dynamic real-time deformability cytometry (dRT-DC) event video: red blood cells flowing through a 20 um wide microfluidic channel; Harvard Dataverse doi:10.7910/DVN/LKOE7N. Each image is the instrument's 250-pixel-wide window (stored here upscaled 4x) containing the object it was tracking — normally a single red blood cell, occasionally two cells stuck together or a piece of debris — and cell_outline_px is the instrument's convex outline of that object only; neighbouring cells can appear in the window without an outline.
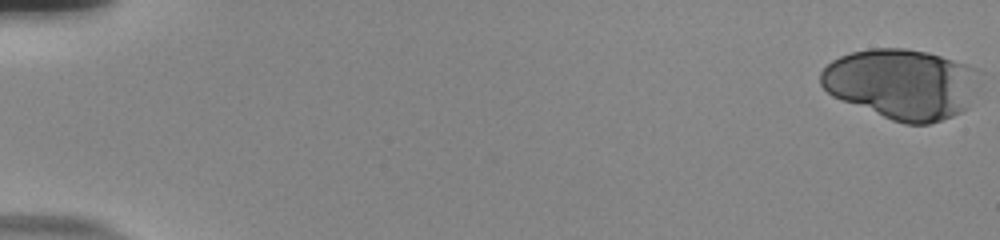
{"species": "human", "species_latin": "Homo sapiens", "temperature_condition": "room temperature", "stored_images_in_passage": 34, "camera_frame_rate_fps": 3000, "um_per_image_px": 0.085, "donor": {"sex": "male"}, "frame": {"image": 1, "passage_image": 1, "time_ms": 0.0, "image_size_px": [1000, 240], "cell_outline_px": [[984, 72], [968, 108], [952, 116], [928, 124], [904, 124], [892, 120], [840, 100], [832, 96], [820, 84], [820, 72], [832, 60], [840, 56], [852, 52], [868, 48], [904, 48], [928, 52], [968, 64], [980, 68]], "centroid_in_image_um": [76.7, 7.12], "position_along_channel_um": 8.3, "area_um2": 65.83}}
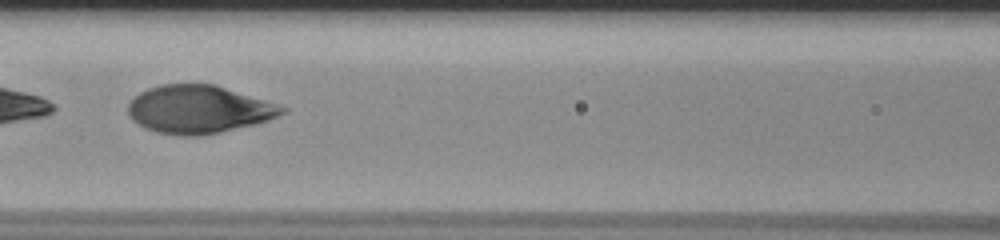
{"frame": {"image": 2, "passage_image": 28, "time_ms": 9.0, "image_size_px": [1000, 240], "cell_outline_px": [[288, 112], [268, 120], [256, 124], [220, 132], [200, 136], [180, 136], [160, 132], [144, 128], [132, 120], [128, 116], [128, 104], [140, 92], [148, 88], [160, 84], [212, 84], [288, 108]], "centroid_in_image_um": [16.86, 9.31], "position_along_channel_um": 149.7, "area_um2": 42.77}}